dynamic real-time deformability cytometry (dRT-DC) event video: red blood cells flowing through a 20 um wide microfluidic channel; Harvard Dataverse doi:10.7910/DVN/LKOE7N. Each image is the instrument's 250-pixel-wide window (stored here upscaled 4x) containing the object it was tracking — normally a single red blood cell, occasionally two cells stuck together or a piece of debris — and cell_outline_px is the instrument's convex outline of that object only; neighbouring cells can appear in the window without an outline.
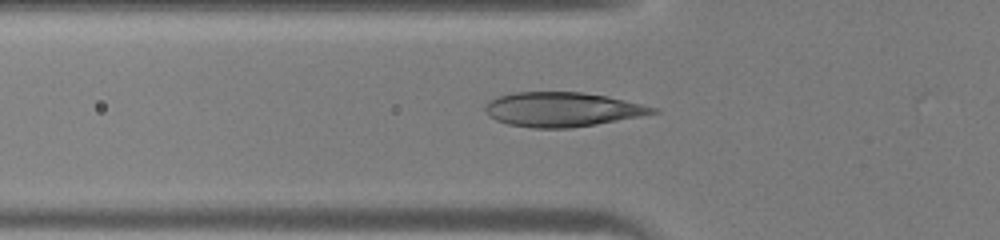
{"species": "human", "species_latin": "Homo sapiens", "temperature_condition": "warm", "stored_images_in_passage": 27, "camera_frame_rate_fps": 3000, "um_per_image_px": 0.085, "donor": {"sex": "male"}, "frame": {"image": 1, "passage_image": 15, "time_ms": 4.667, "image_size_px": [1000, 240], "cell_outline_px": [[660, 112], [640, 116], [596, 124], [572, 128], [532, 128], [508, 124], [496, 120], [488, 116], [484, 108], [488, 100], [512, 92], [580, 92], [604, 96], [624, 100], [660, 108]], "centroid_in_image_um": [47.77, 9.3], "position_along_channel_um": 78.0, "area_um2": 33.58}}
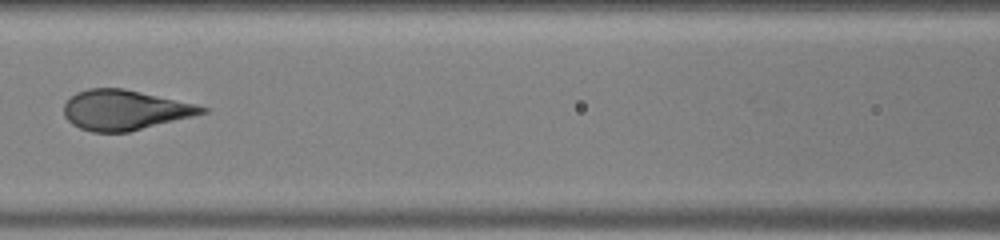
{"frame": {"image": 2, "passage_image": 20, "time_ms": 6.333, "image_size_px": [1000, 240], "cell_outline_px": [[208, 112], [128, 132], [92, 132], [80, 128], [72, 124], [64, 116], [64, 104], [76, 92], [88, 88], [124, 88], [196, 104], [208, 108]], "centroid_in_image_um": [10.58, 9.34], "position_along_channel_um": 156.0, "area_um2": 32.02}}
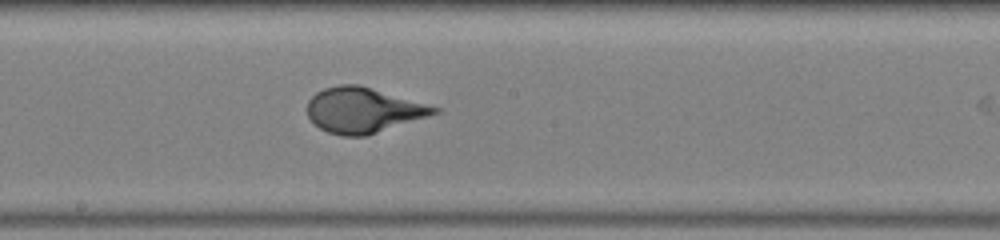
{"frame": {"image": 3, "passage_image": 24, "time_ms": 7.667, "image_size_px": [1000, 240], "cell_outline_px": [[440, 112], [428, 116], [364, 136], [340, 136], [328, 132], [320, 128], [308, 116], [308, 100], [316, 92], [324, 88], [340, 84], [356, 84], [440, 108]], "centroid_in_image_um": [30.83, 9.36], "position_along_channel_um": 217.4, "area_um2": 32.77}}